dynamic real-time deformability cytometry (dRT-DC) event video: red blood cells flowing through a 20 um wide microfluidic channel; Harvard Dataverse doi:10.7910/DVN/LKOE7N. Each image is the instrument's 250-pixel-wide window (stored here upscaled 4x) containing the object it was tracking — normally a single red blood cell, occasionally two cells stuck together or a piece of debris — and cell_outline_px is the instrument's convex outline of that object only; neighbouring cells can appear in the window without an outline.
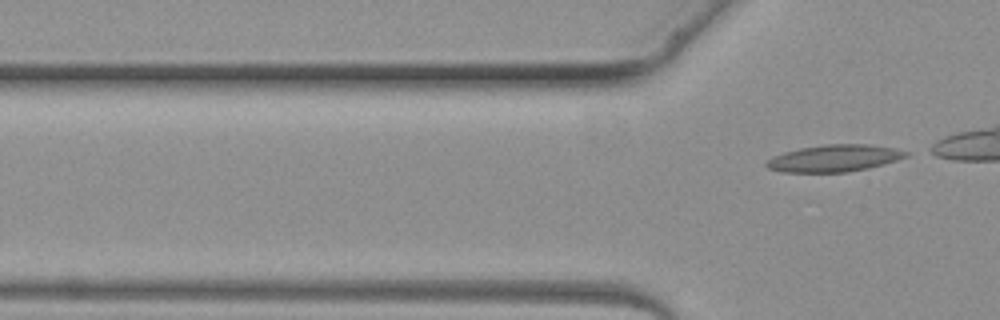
{"species": "common noctule bat (a hibernating species)", "species_latin": "Nyctalus noctula", "temperature_condition": "warm", "stored_images_in_passage": 3, "segment_of_instrument_passage": [2, 2], "camera_frame_rate_fps": 3000, "um_per_image_px": 0.085, "animal": {"sex": "female", "body_mass_g": 19.3, "forearm_length_mm": 54.1}, "frame": {"image": 1, "passage_image": 3, "time_ms": 2.333, "image_size_px": [1000, 320], "cell_outline_px": [[912, 152], [908, 156], [896, 160], [868, 168], [844, 172], [784, 172], [768, 168], [764, 164], [772, 156], [784, 152], [800, 148], [824, 144], [872, 144], [896, 148]], "centroid_in_image_um": [70.94, 13.43], "position_along_channel_um": 54.9, "area_um2": 21.96}}